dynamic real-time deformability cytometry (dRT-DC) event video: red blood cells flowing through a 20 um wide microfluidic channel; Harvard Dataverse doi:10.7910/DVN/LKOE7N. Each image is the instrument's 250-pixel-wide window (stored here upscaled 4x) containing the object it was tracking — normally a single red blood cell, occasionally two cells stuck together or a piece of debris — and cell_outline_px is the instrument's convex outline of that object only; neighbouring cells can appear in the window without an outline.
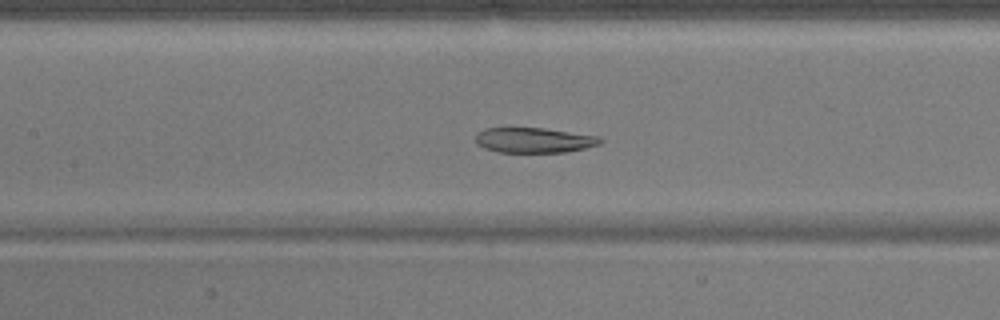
{"species": "common noctule bat (a hibernating species)", "species_latin": "Nyctalus noctula", "temperature_condition": "warm", "stored_images_in_passage": 54, "camera_frame_rate_fps": 3000, "um_per_image_px": 0.085, "animal": {"sex": "male", "body_mass_g": 17.9}, "frame": {"image": 1, "passage_image": 24, "time_ms": 7.667, "image_size_px": [1000, 320], "cell_outline_px": [[604, 140], [600, 144], [584, 148], [564, 152], [500, 152], [484, 148], [476, 144], [476, 136], [484, 128], [544, 128], [600, 136]], "centroid_in_image_um": [45.42, 11.91], "position_along_channel_um": 162.0, "area_um2": 18.21}}
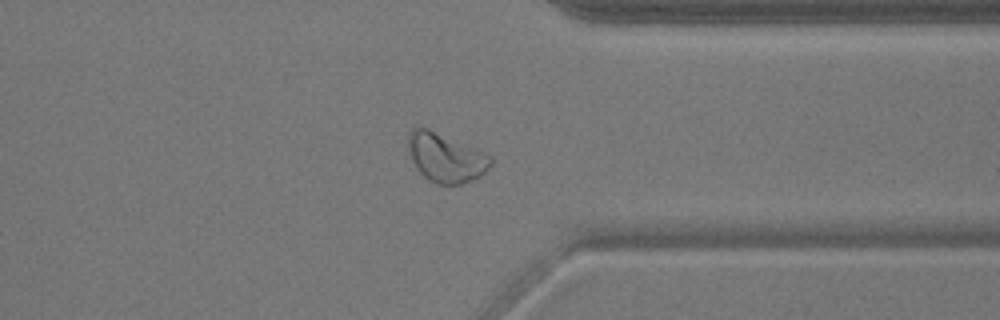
{"frame": {"image": 2, "passage_image": 41, "time_ms": 13.333, "image_size_px": [1000, 320], "cell_outline_px": [[492, 164], [480, 176], [460, 184], [436, 184], [428, 180], [420, 172], [412, 160], [408, 152], [408, 136], [412, 128], [416, 124], [428, 128], [492, 156]], "centroid_in_image_um": [37.84, 13.38], "position_along_channel_um": 373.6, "area_um2": 23.41}}
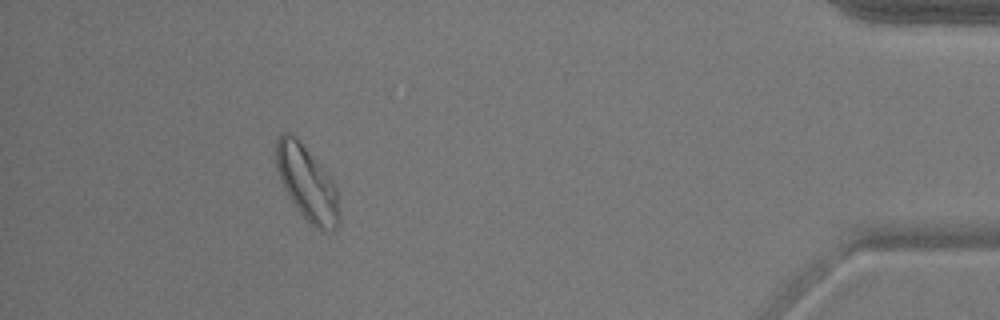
{"frame": {"image": 3, "passage_image": 48, "time_ms": 15.667, "image_size_px": [1000, 320], "cell_outline_px": [[340, 220], [336, 228], [332, 232], [320, 232], [300, 212], [284, 188], [276, 168], [276, 140], [280, 132], [292, 132], [300, 140], [336, 184], [340, 212]], "centroid_in_image_um": [26.12, 15.56], "position_along_channel_um": 409.1, "area_um2": 27.63}}